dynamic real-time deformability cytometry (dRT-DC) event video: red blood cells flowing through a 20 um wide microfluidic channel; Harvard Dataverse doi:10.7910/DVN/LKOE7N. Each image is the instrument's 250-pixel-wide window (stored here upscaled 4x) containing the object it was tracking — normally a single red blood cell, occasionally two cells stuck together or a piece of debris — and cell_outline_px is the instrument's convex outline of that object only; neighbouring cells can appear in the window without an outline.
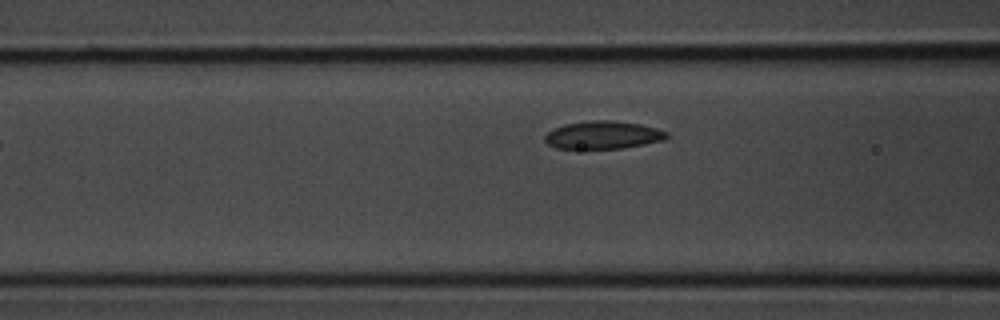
{"species": "common noctule bat (a hibernating species)", "species_latin": "Nyctalus noctula", "temperature_condition": "room temperature", "stored_images_in_passage": 6, "camera_frame_rate_fps": 3000, "um_per_image_px": 0.085, "animal": {"sex": "male", "body_mass_g": 20.1, "forearm_length_mm": 53.5}, "frame": {"image": 1, "passage_image": 5, "time_ms": 1.333, "image_size_px": [1000, 320], "cell_outline_px": [[668, 136], [664, 140], [624, 148], [556, 148], [548, 144], [544, 140], [544, 136], [552, 128], [564, 124], [592, 120], [612, 120], [640, 124], [656, 128], [668, 132]], "centroid_in_image_um": [51.24, 11.47], "position_along_channel_um": 115.4, "area_um2": 19.77}}